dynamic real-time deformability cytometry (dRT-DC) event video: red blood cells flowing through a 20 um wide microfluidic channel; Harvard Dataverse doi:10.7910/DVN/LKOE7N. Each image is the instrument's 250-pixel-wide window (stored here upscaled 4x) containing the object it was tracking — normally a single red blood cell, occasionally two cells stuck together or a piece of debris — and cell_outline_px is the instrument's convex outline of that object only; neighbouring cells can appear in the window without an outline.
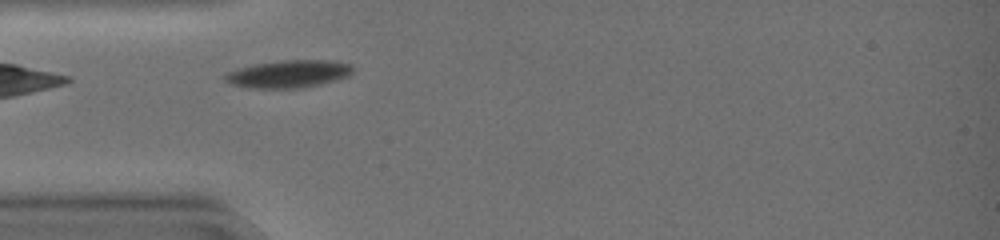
{"species": "common noctule bat (a hibernating species)", "species_latin": "Nyctalus noctula", "temperature_condition": "warm", "stored_images_in_passage": 28, "camera_frame_rate_fps": 3000, "um_per_image_px": 0.085, "animal": {"sex": "female", "body_mass_g": 19.0, "forearm_length_mm": 51.5}, "frame": {"image": 1, "passage_image": 1, "time_ms": 0.0, "image_size_px": [1000, 240], "cell_outline_px": [[352, 72], [348, 76], [336, 80], [304, 88], [248, 88], [228, 84], [224, 80], [224, 76], [228, 72], [240, 68], [256, 64], [288, 60], [320, 60], [348, 64], [352, 68]], "centroid_in_image_um": [24.47, 6.31], "position_along_channel_um": 60.5, "area_um2": 20.23}, "authors_computed_cell_mechanics": {"area_um2": 18.8428, "velocity_mm_per_s": 4.1918, "shape_relaxation_time_tau1_ms": 1.9902, "shape_relaxation_time_tau2_ms": 1.2355, "deformation_change_tau1": 0.0933, "deformation_change_tau2": 0.0302}}